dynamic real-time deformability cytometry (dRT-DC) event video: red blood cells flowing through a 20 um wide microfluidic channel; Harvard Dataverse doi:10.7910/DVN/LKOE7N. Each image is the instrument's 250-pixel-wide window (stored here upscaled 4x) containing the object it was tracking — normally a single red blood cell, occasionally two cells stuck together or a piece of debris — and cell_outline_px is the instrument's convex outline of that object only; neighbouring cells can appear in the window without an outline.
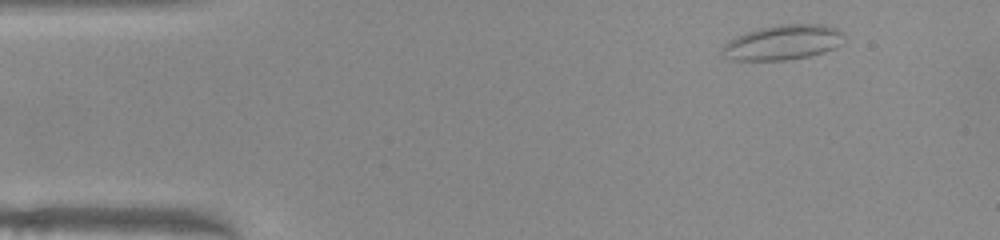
{"species": "common noctule bat (a hibernating species)", "species_latin": "Nyctalus noctula", "temperature_condition": "warm", "stored_images_in_passage": 46, "camera_frame_rate_fps": 3000, "um_per_image_px": 0.085, "animal": {"sex": "female", "body_mass_g": 22.0, "forearm_length_mm": 56.7}, "frame": {"image": 1, "passage_image": 1, "time_ms": 0.0, "image_size_px": [1000, 240], "cell_outline_px": [[840, 32], [836, 44], [832, 48], [824, 52], [808, 56], [784, 60], [732, 60], [724, 56], [724, 44], [728, 40], [748, 32], [760, 28], [784, 24], [824, 24], [836, 28]], "centroid_in_image_um": [66.47, 3.61], "position_along_channel_um": 18.5, "area_um2": 23.93}}
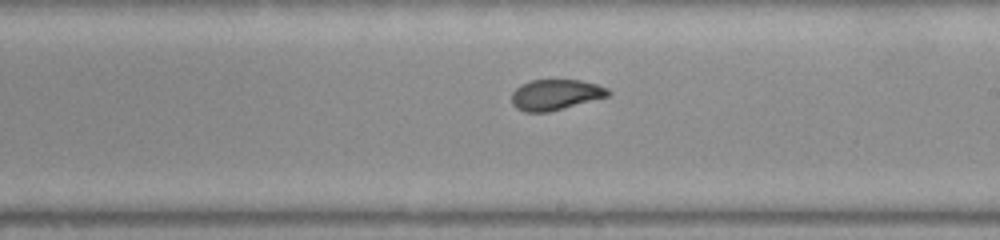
{"frame": {"image": 2, "passage_image": 24, "time_ms": 7.667, "image_size_px": [1000, 240], "cell_outline_px": [[612, 92], [608, 96], [548, 112], [524, 112], [516, 108], [512, 104], [512, 92], [520, 84], [532, 80], [580, 80], [596, 84], [608, 88]], "centroid_in_image_um": [47.2, 8.04], "position_along_channel_um": 241.8, "area_um2": 17.17}}
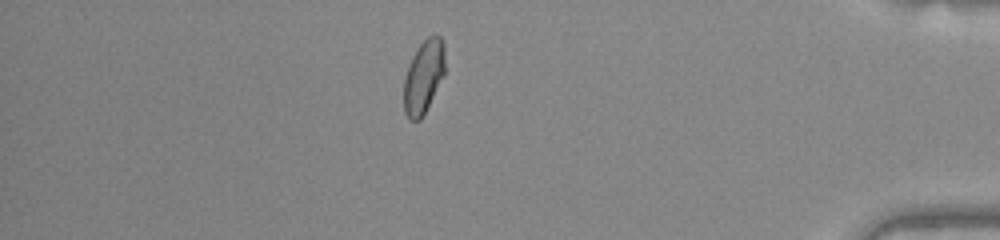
{"frame": {"image": 3, "passage_image": 39, "time_ms": 12.667, "image_size_px": [1000, 240], "cell_outline_px": [[444, 72], [420, 120], [412, 120], [404, 112], [404, 76], [408, 64], [412, 56], [420, 44], [428, 36], [436, 32], [440, 36], [444, 44]], "centroid_in_image_um": [35.98, 6.44], "position_along_channel_um": 399.2, "area_um2": 17.22}, "authors_computed_cell_mechanics": {"area_um2": 18.0336, "velocity_mm_per_s": 4.0026, "shape_relaxation_time_tau1_ms": null, "shape_relaxation_time_tau2_ms": 1.06, "deformation_change_tau1": null, "deformation_change_tau2": 0.0588}}